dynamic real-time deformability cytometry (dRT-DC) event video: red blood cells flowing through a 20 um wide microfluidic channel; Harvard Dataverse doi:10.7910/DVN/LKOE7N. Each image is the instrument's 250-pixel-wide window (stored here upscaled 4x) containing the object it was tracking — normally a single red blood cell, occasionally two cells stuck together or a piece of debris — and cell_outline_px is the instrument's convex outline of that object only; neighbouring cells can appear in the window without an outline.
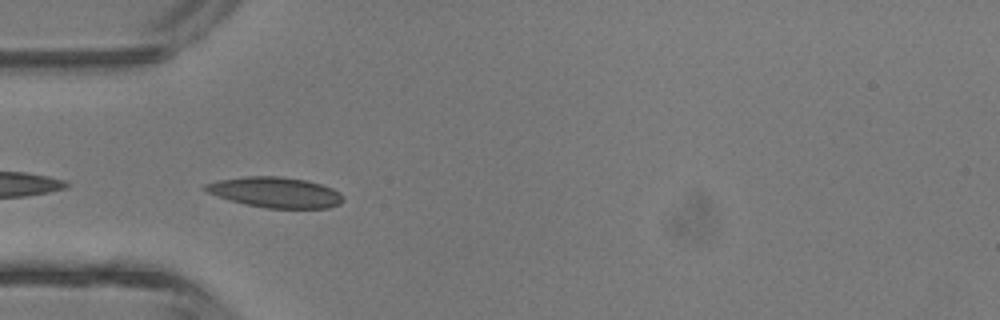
{"species": "common noctule bat (a hibernating species)", "species_latin": "Nyctalus noctula", "temperature_condition": "room temperature", "stored_images_in_passage": 35, "camera_frame_rate_fps": 3000, "um_per_image_px": 0.085, "animal": {"sex": "male", "body_mass_g": 13.3}, "frame": {"image": 1, "passage_image": 13, "time_ms": 4.0, "image_size_px": [1000, 320], "cell_outline_px": [[344, 200], [340, 204], [328, 208], [264, 208], [244, 204], [208, 192], [200, 188], [204, 184], [220, 180], [244, 176], [280, 176], [308, 180], [332, 188], [340, 192], [344, 196]], "centroid_in_image_um": [23.44, 16.34], "position_along_channel_um": 61.6, "area_um2": 24.57}}
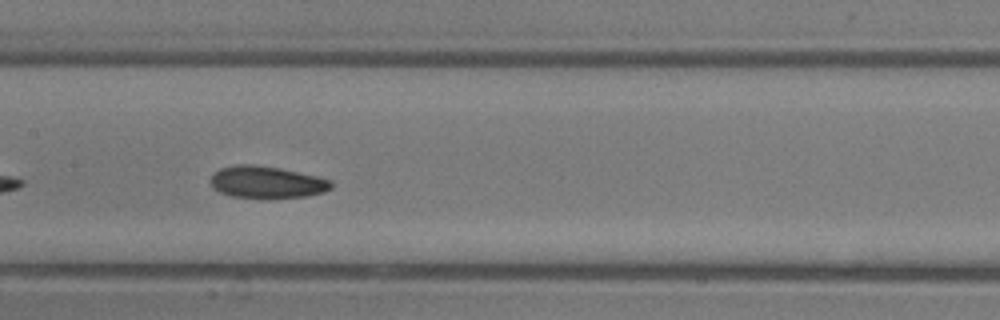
{"frame": {"image": 2, "passage_image": 21, "time_ms": 6.667, "image_size_px": [1000, 320], "cell_outline_px": [[332, 188], [324, 192], [308, 196], [268, 200], [260, 200], [232, 196], [220, 192], [212, 188], [208, 180], [212, 172], [220, 168], [236, 164], [252, 164], [280, 168], [316, 176], [332, 180]], "centroid_in_image_um": [22.63, 15.51], "position_along_channel_um": 184.8, "area_um2": 23.41}}
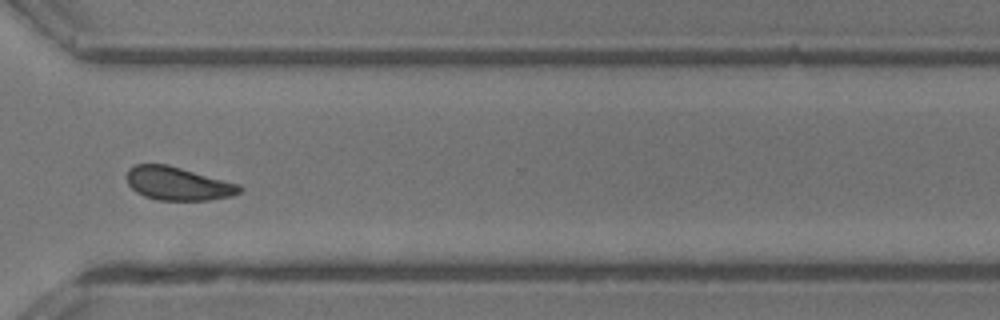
{"frame": {"image": 3, "passage_image": 32, "time_ms": 10.333, "image_size_px": [1000, 320], "cell_outline_px": [[244, 188], [240, 192], [232, 196], [208, 200], [160, 200], [144, 196], [136, 192], [128, 184], [128, 168], [136, 164], [168, 164], [240, 184]], "centroid_in_image_um": [15.15, 15.6], "position_along_channel_um": 355.4, "area_um2": 21.96}, "authors_computed_cell_mechanics": {"area_um2": 23.2356, "velocity_mm_per_s": 4.6718, "shape_relaxation_time_tau1_ms": 2.8435, "shape_relaxation_time_tau2_ms": 3.1114, "deformation_change_tau1": 0.0951, "deformation_change_tau2": 0.1007}}